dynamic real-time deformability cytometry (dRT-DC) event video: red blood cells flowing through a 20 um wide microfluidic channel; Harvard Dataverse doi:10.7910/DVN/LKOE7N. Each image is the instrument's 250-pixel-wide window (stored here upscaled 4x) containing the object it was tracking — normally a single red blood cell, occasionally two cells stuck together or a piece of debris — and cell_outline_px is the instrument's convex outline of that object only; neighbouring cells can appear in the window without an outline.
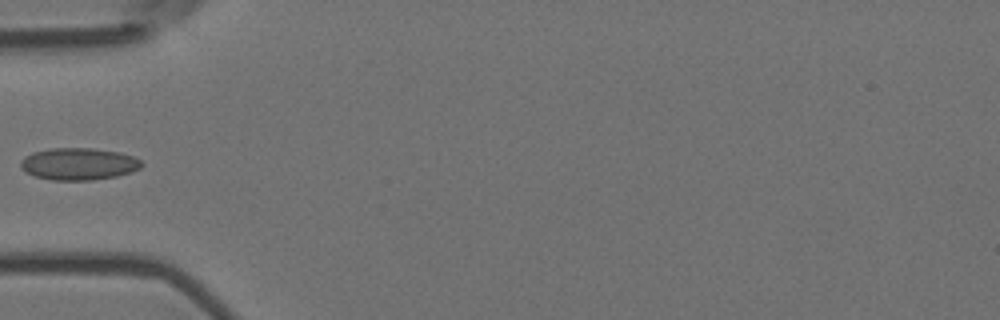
{"species": "Egyptian fruit bat (a non-hibernating species)", "species_latin": "Rousettus aegyptiacus", "temperature_condition": "room temperature", "stored_images_in_passage": 6, "camera_frame_rate_fps": 3000, "um_per_image_px": 0.085, "animal": {"sex": "female"}, "frame": {"image": 1, "passage_image": 5, "time_ms": 1.333, "image_size_px": [1000, 320], "cell_outline_px": [[144, 164], [140, 168], [132, 172], [116, 176], [92, 180], [52, 180], [36, 176], [20, 168], [20, 160], [24, 156], [32, 152], [48, 148], [92, 148], [120, 152], [132, 156], [140, 160]], "centroid_in_image_um": [6.68, 13.92], "position_along_channel_um": 78.3, "area_um2": 22.72}}
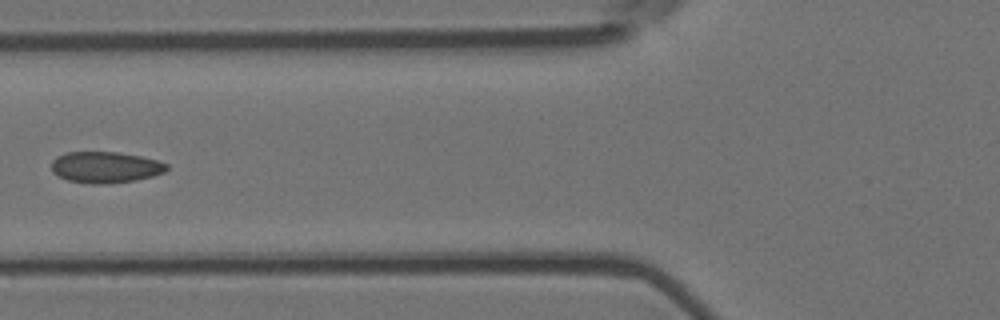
{"frame": {"image": 2, "passage_image": 6, "time_ms": 1.667, "image_size_px": [1000, 320], "cell_outline_px": [[168, 168], [164, 172], [152, 176], [136, 180], [108, 184], [92, 184], [68, 180], [52, 172], [52, 160], [56, 156], [64, 152], [116, 152], [140, 156], [156, 160], [168, 164]], "centroid_in_image_um": [8.94, 14.21], "position_along_channel_um": 116.9, "area_um2": 20.98}}